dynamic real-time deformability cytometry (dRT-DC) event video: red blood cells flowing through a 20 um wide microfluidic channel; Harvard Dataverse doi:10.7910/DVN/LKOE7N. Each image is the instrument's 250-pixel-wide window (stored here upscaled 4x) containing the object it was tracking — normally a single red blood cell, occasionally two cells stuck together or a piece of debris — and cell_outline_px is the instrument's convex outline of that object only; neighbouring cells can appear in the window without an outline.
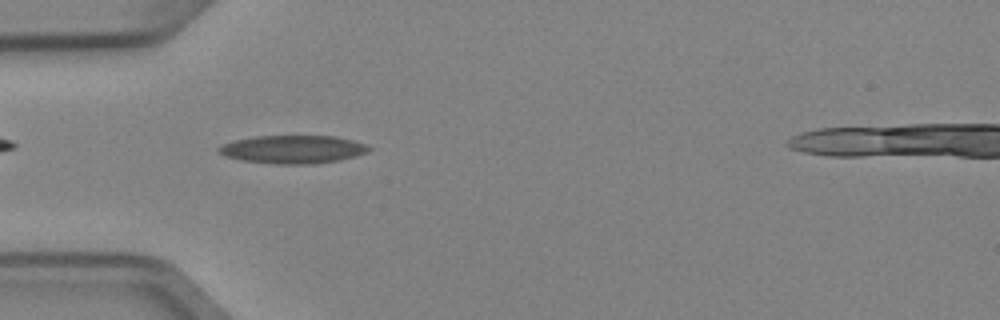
{"species": "Egyptian fruit bat (a non-hibernating species)", "species_latin": "Rousettus aegyptiacus", "temperature_condition": "cold", "stored_images_in_passage": 37, "camera_frame_rate_fps": 3000, "um_per_image_px": 0.085, "animal": {"sex": "female"}, "frame": {"image": 1, "passage_image": 1, "time_ms": 0.0, "image_size_px": [1000, 320], "cell_outline_px": [[372, 148], [368, 152], [356, 156], [340, 160], [312, 164], [276, 164], [240, 160], [224, 156], [216, 148], [224, 144], [236, 140], [256, 136], [332, 136], [352, 140], [364, 144]], "centroid_in_image_um": [24.9, 12.7], "position_along_channel_um": 60.1, "area_um2": 24.51}}
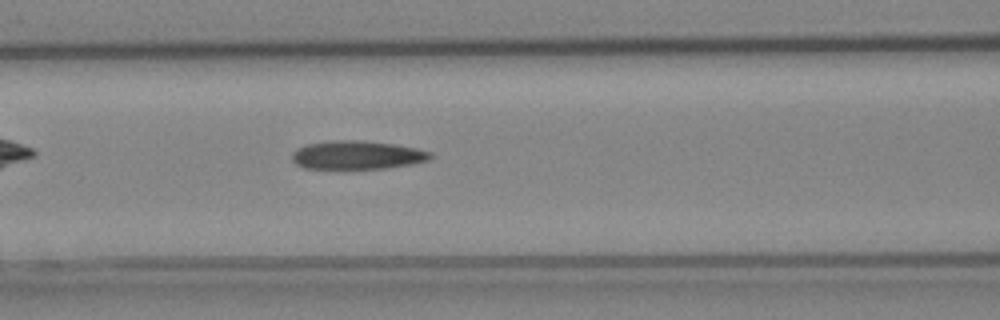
{"frame": {"image": 2, "passage_image": 7, "time_ms": 2.0, "image_size_px": [1000, 320], "cell_outline_px": [[432, 156], [428, 160], [412, 164], [388, 168], [304, 168], [296, 164], [292, 160], [292, 152], [308, 144], [332, 140], [356, 140], [392, 144], [416, 148], [432, 152]], "centroid_in_image_um": [30.37, 13.18], "position_along_channel_um": 136.2, "area_um2": 22.72}}
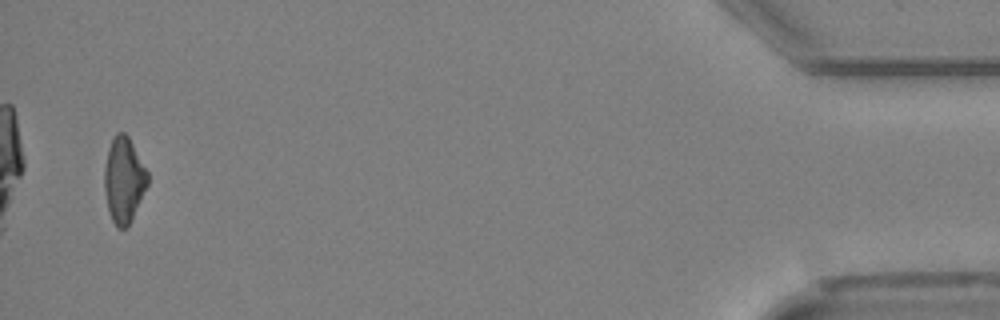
{"frame": {"image": 3, "passage_image": 35, "time_ms": 11.333, "image_size_px": [1000, 320], "cell_outline_px": [[148, 184], [128, 224], [124, 228], [116, 228], [112, 220], [108, 208], [104, 192], [104, 168], [108, 148], [116, 132], [124, 132], [128, 136], [148, 172]], "centroid_in_image_um": [10.5, 15.27], "position_along_channel_um": 424.7, "area_um2": 21.21}}